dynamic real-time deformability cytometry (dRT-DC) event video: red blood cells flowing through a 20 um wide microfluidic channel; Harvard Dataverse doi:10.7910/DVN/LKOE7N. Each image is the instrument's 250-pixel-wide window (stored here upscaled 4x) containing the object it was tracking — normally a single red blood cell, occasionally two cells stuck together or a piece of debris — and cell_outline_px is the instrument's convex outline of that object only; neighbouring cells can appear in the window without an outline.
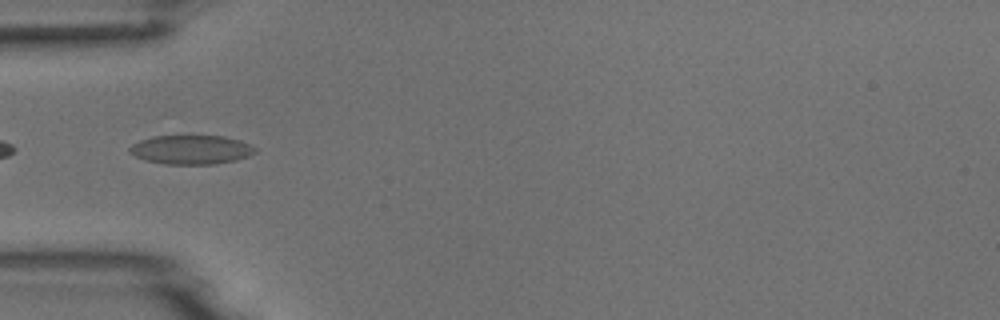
{"species": "common noctule bat (a hibernating species)", "species_latin": "Nyctalus noctula", "temperature_condition": "room temperature", "stored_images_in_passage": 5, "camera_frame_rate_fps": 3000, "um_per_image_px": 0.085, "animal": {"sex": "male", "body_mass_g": 18.8}, "frame": {"image": 1, "passage_image": 5, "time_ms": 4.667, "image_size_px": [1000, 320], "cell_outline_px": [[256, 152], [248, 156], [236, 160], [216, 164], [164, 164], [144, 160], [128, 152], [128, 148], [132, 144], [140, 140], [152, 136], [224, 136], [240, 140], [256, 148]], "centroid_in_image_um": [16.22, 12.72], "position_along_channel_um": 68.8, "area_um2": 21.33}}